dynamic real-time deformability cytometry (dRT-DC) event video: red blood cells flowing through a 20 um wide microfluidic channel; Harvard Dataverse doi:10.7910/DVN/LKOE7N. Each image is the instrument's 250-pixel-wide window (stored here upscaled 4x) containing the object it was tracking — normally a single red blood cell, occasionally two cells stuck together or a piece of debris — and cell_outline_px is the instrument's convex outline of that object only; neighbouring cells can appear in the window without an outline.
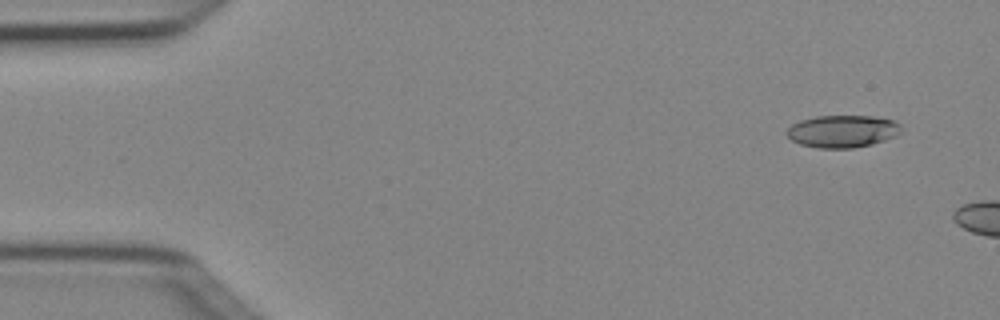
{"species": "Egyptian fruit bat (a non-hibernating species)", "species_latin": "Rousettus aegyptiacus", "temperature_condition": "cold", "stored_images_in_passage": 2, "camera_frame_rate_fps": 3000, "um_per_image_px": 0.085, "animal": {"sex": "female"}, "frame": {"image": 1, "passage_image": 1, "time_ms": 0.0, "image_size_px": [1000, 320], "cell_outline_px": [[900, 132], [896, 136], [872, 144], [852, 148], [820, 148], [800, 144], [792, 140], [784, 132], [792, 124], [800, 120], [816, 116], [872, 116], [892, 120], [900, 124]], "centroid_in_image_um": [71.59, 11.16], "position_along_channel_um": 13.4, "area_um2": 21.5}}